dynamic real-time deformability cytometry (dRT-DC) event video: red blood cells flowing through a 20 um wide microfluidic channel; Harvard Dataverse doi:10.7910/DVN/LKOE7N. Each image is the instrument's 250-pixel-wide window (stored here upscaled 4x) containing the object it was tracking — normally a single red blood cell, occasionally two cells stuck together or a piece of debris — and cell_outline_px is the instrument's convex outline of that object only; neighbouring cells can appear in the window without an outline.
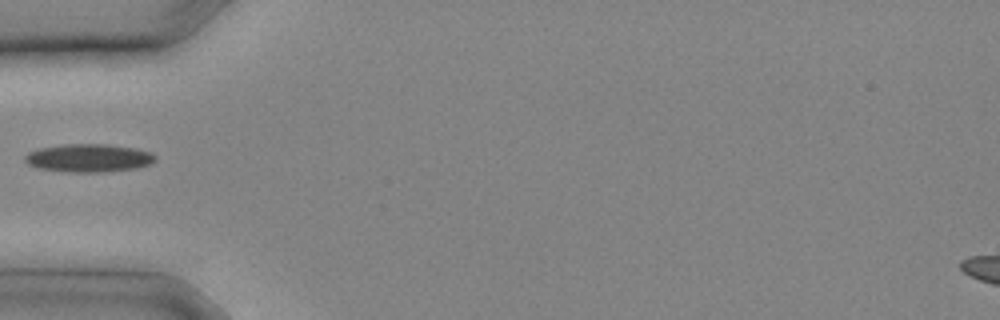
{"species": "common noctule bat (a hibernating species)", "species_latin": "Nyctalus noctula", "temperature_condition": "cold", "stored_images_in_passage": 5, "camera_frame_rate_fps": 3000, "um_per_image_px": 0.085, "animal": {"sex": "male", "body_mass_g": 20.4}, "frame": {"image": 1, "passage_image": 1, "time_ms": 0.0, "image_size_px": [1000, 320], "cell_outline_px": [[156, 160], [148, 164], [136, 168], [104, 172], [64, 172], [36, 168], [28, 164], [24, 160], [24, 156], [28, 152], [40, 148], [64, 144], [104, 144], [136, 148], [152, 152], [156, 156]], "centroid_in_image_um": [7.52, 13.43], "position_along_channel_um": 77.5, "area_um2": 21.5}}
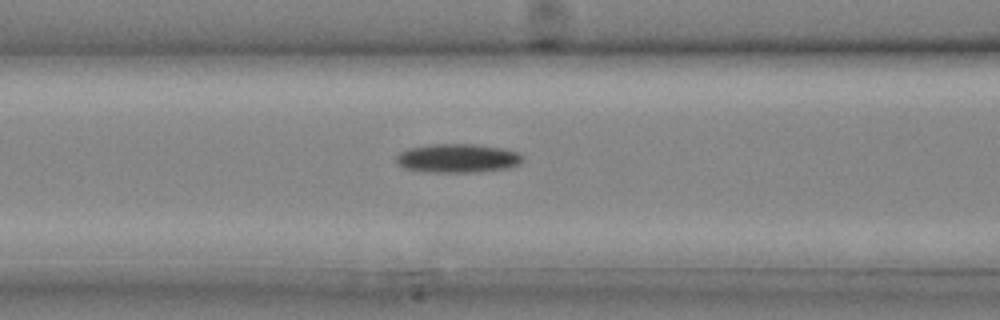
{"frame": {"image": 2, "passage_image": 3, "time_ms": 0.667, "image_size_px": [1000, 320], "cell_outline_px": [[524, 160], [520, 164], [508, 168], [480, 172], [428, 172], [404, 168], [396, 164], [396, 156], [400, 152], [408, 148], [432, 144], [476, 144], [504, 148], [520, 152], [524, 156]], "centroid_in_image_um": [38.94, 13.45], "position_along_channel_um": 127.7, "area_um2": 21.62}}
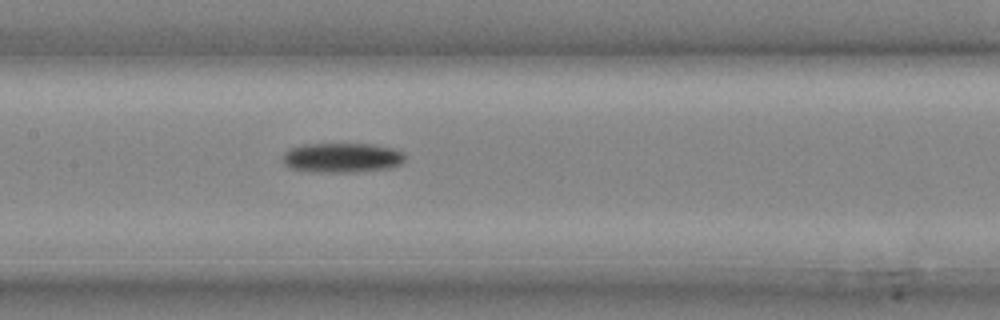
{"frame": {"image": 3, "passage_image": 5, "time_ms": 1.333, "image_size_px": [1000, 320], "cell_outline_px": [[404, 160], [400, 164], [388, 168], [356, 172], [312, 172], [288, 168], [284, 164], [284, 152], [288, 148], [304, 144], [372, 144], [396, 148], [404, 152]], "centroid_in_image_um": [29.06, 13.4], "position_along_channel_um": 178.3, "area_um2": 21.39}}